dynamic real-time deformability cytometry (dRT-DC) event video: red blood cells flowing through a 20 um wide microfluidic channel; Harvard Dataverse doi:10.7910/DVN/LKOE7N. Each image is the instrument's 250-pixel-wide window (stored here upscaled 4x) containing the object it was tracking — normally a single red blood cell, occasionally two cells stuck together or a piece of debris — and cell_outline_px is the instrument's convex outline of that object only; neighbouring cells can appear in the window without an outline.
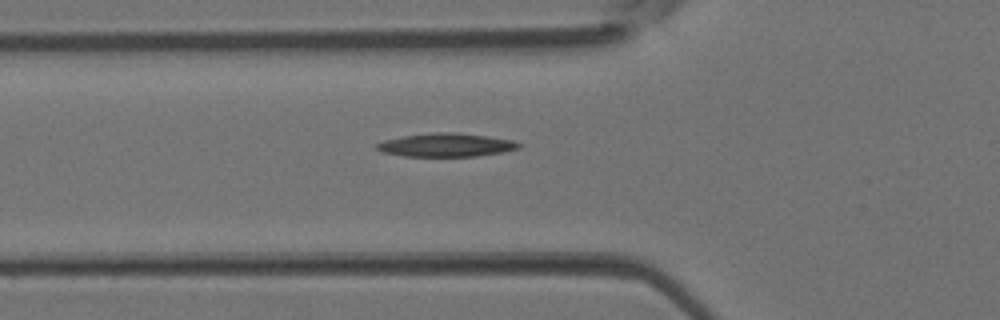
{"species": "Egyptian fruit bat (a non-hibernating species)", "species_latin": "Rousettus aegyptiacus", "temperature_condition": "room temperature", "stored_images_in_passage": 29, "camera_frame_rate_fps": 3000, "um_per_image_px": 0.085, "animal": {"sex": "female"}, "frame": {"image": 1, "passage_image": 2, "time_ms": 0.333, "image_size_px": [1000, 320], "cell_outline_px": [[524, 144], [520, 148], [504, 152], [476, 156], [404, 156], [384, 152], [376, 148], [376, 144], [384, 140], [404, 136], [440, 132], [456, 132], [488, 136], [512, 140]], "centroid_in_image_um": [37.99, 12.32], "position_along_channel_um": 87.8, "area_um2": 19.31}}
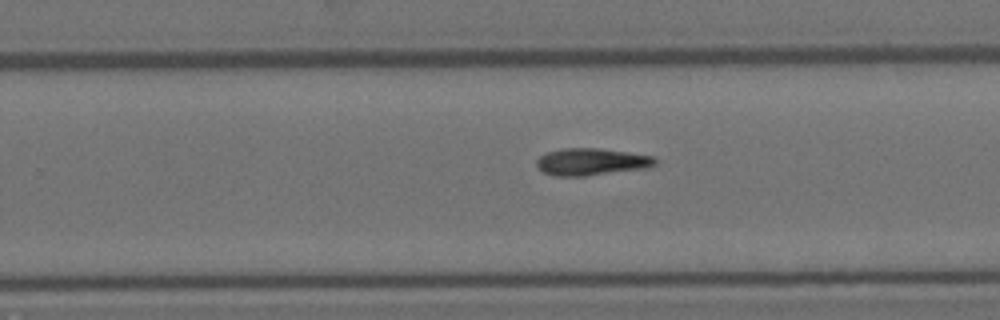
{"frame": {"image": 2, "passage_image": 14, "time_ms": 4.333, "image_size_px": [1000, 320], "cell_outline_px": [[656, 164], [648, 168], [584, 176], [556, 176], [544, 172], [536, 164], [536, 160], [540, 156], [548, 152], [560, 148], [596, 148], [628, 152], [656, 156]], "centroid_in_image_um": [50.3, 13.75], "position_along_channel_um": 279.5, "area_um2": 18.73}}
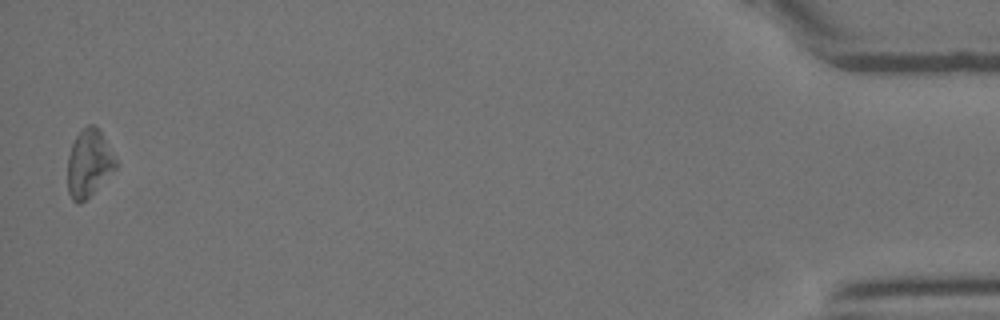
{"frame": {"image": 3, "passage_image": 29, "time_ms": 9.333, "image_size_px": [1000, 320], "cell_outline_px": [[120, 164], [80, 204], [76, 204], [72, 200], [68, 192], [68, 156], [72, 144], [76, 136], [88, 124], [96, 124], [100, 128]], "centroid_in_image_um": [7.58, 13.83], "position_along_channel_um": 427.6, "area_um2": 19.02}}